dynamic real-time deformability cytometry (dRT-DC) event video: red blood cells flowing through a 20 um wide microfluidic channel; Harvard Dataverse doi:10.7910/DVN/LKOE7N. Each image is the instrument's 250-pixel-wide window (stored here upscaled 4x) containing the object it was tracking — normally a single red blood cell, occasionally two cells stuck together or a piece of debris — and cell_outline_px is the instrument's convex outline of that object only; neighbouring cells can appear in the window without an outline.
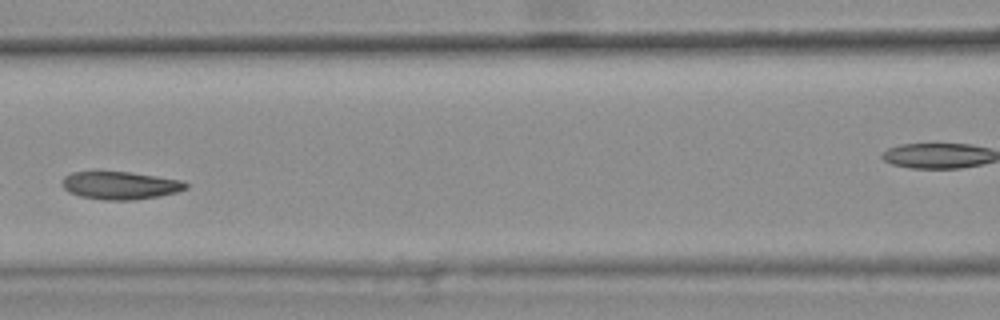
{"species": "common noctule bat (a hibernating species)", "species_latin": "Nyctalus noctula", "temperature_condition": "warm", "stored_images_in_passage": 5, "camera_frame_rate_fps": 3000, "um_per_image_px": 0.085, "animal": {"sex": "female", "body_mass_g": 25.1}, "frame": {"image": 1, "passage_image": 4, "time_ms": 1.0, "image_size_px": [1000, 320], "cell_outline_px": [[188, 188], [176, 192], [160, 196], [132, 200], [104, 200], [80, 196], [68, 192], [64, 188], [60, 180], [64, 176], [72, 172], [128, 172], [184, 180], [188, 184]], "centroid_in_image_um": [10.22, 15.76], "position_along_channel_um": 156.4, "area_um2": 20.11}}